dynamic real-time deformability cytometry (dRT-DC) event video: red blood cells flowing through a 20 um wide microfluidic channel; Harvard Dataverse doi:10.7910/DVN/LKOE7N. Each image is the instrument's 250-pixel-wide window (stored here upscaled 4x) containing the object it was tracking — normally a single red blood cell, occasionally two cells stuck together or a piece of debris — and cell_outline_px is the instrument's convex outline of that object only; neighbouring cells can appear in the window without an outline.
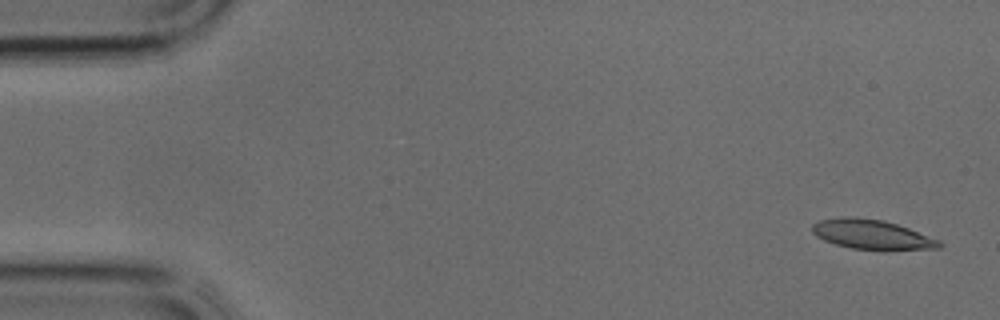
{"species": "common noctule bat (a hibernating species)", "species_latin": "Nyctalus noctula", "temperature_condition": "cold", "stored_images_in_passage": 38, "camera_frame_rate_fps": 3000, "um_per_image_px": 0.085, "animal": {"sex": "male", "body_mass_g": 17.9, "forearm_length_mm": 54.2}, "frame": {"image": 1, "passage_image": 2, "time_ms": 0.333, "image_size_px": [1000, 320], "cell_outline_px": [[944, 244], [940, 248], [884, 252], [880, 252], [852, 248], [836, 244], [824, 240], [816, 236], [812, 232], [812, 224], [820, 220], [844, 216], [856, 216], [884, 220], [908, 228], [940, 240]], "centroid_in_image_um": [74.15, 19.96], "position_along_channel_um": 10.8, "area_um2": 22.66}}
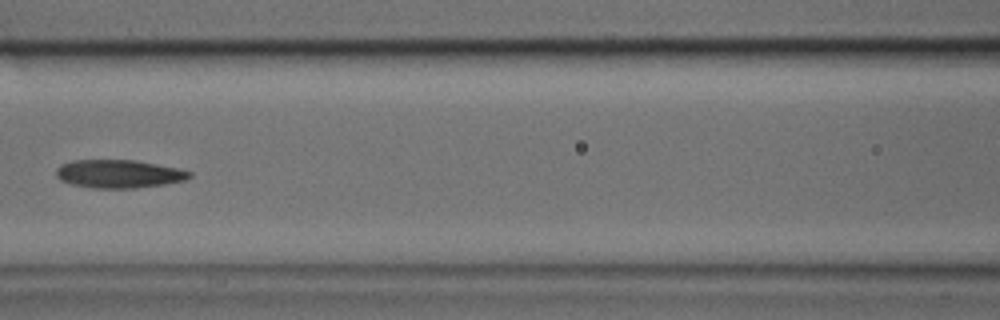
{"frame": {"image": 2, "passage_image": 17, "time_ms": 5.333, "image_size_px": [1000, 320], "cell_outline_px": [[192, 176], [184, 180], [164, 184], [136, 188], [92, 188], [72, 184], [60, 180], [56, 176], [56, 168], [60, 164], [72, 160], [136, 160], [176, 168], [192, 172]], "centroid_in_image_um": [10.06, 14.77], "position_along_channel_um": 156.5, "area_um2": 21.91}}
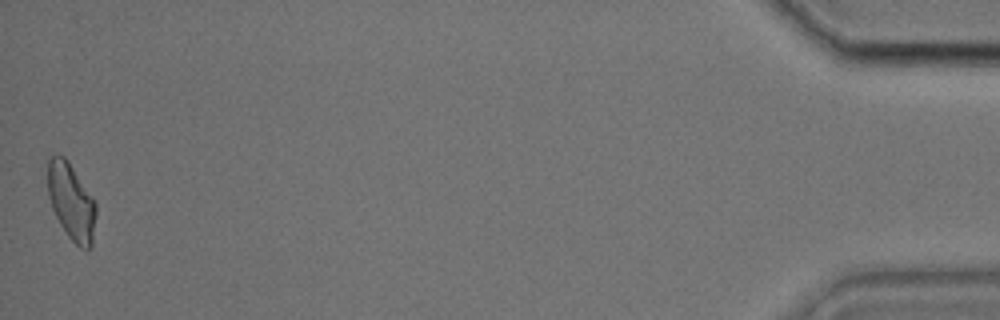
{"frame": {"image": 3, "passage_image": 38, "time_ms": 12.333, "image_size_px": [1000, 320], "cell_outline_px": [[96, 216], [92, 244], [88, 248], [80, 248], [68, 236], [60, 224], [52, 208], [48, 196], [48, 160], [56, 152], [64, 156], [68, 160], [96, 200]], "centroid_in_image_um": [6.07, 17.1], "position_along_channel_um": 429.1, "area_um2": 21.79}}